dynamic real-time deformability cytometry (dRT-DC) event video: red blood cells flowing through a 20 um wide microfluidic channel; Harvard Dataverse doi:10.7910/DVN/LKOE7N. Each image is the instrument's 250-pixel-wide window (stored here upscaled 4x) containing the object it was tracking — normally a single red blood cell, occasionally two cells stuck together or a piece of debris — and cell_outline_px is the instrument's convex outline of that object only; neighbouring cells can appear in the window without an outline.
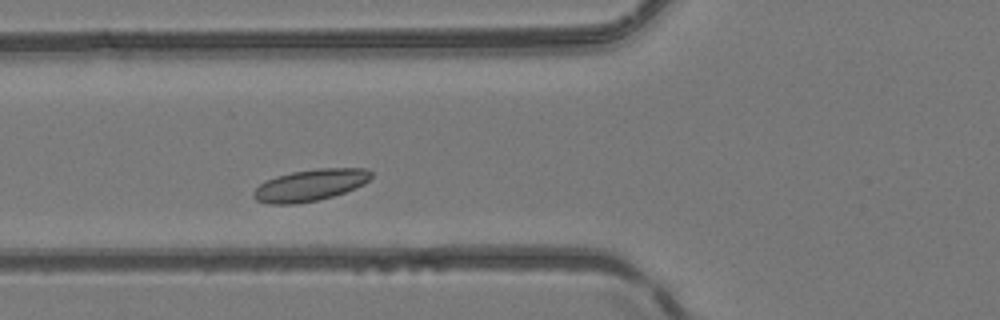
{"species": "common noctule bat (a hibernating species)", "species_latin": "Nyctalus noctula", "temperature_condition": "room temperature", "stored_images_in_passage": 39, "camera_frame_rate_fps": 3000, "um_per_image_px": 0.085, "animal": {"sex": "female", "body_mass_g": 24.6, "forearm_length_mm": 56.2}, "frame": {"image": 1, "passage_image": 16, "time_ms": 5.0, "image_size_px": [1000, 320], "cell_outline_px": [[372, 176], [364, 184], [356, 188], [332, 196], [316, 200], [296, 204], [268, 204], [256, 200], [252, 196], [252, 192], [264, 180], [276, 176], [292, 172], [320, 168], [368, 168], [372, 172]], "centroid_in_image_um": [26.35, 15.73], "position_along_channel_um": 99.4, "area_um2": 21.79}}
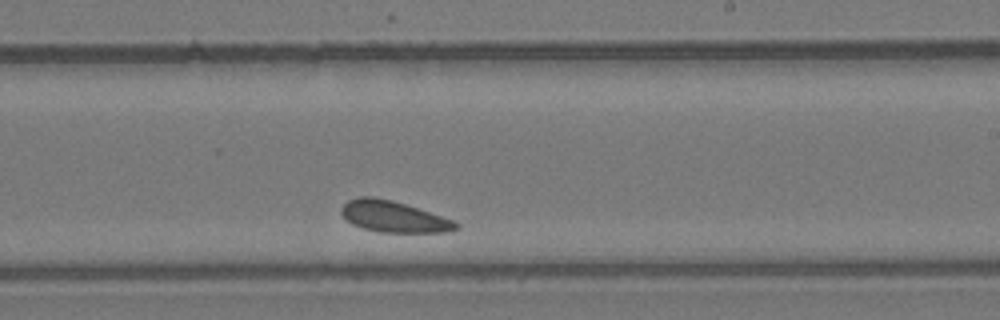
{"frame": {"image": 2, "passage_image": 29, "time_ms": 9.333, "image_size_px": [1000, 320], "cell_outline_px": [[460, 228], [444, 232], [380, 232], [364, 228], [352, 224], [340, 212], [340, 208], [348, 200], [360, 196], [372, 196], [392, 200], [452, 220], [460, 224]], "centroid_in_image_um": [33.42, 18.41], "position_along_channel_um": 255.6, "area_um2": 20.52}}
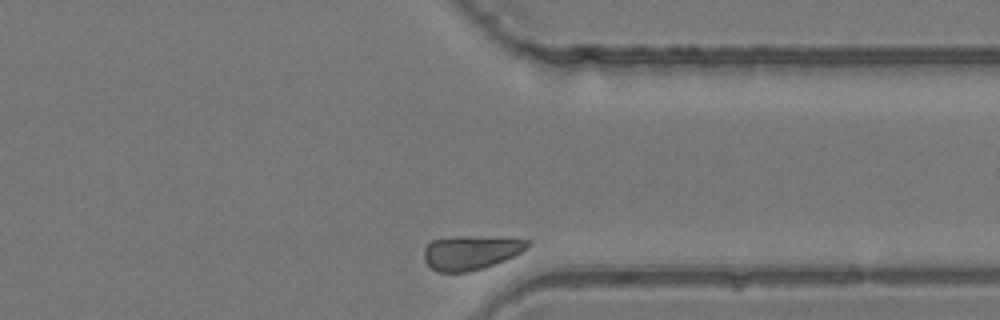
{"frame": {"image": 3, "passage_image": 39, "time_ms": 12.667, "image_size_px": [1000, 320], "cell_outline_px": [[532, 244], [528, 248], [504, 260], [484, 268], [468, 272], [436, 272], [424, 260], [424, 248], [432, 240], [460, 236], [532, 240]], "centroid_in_image_um": [40.01, 21.48], "position_along_channel_um": 371.4, "area_um2": 20.4}}